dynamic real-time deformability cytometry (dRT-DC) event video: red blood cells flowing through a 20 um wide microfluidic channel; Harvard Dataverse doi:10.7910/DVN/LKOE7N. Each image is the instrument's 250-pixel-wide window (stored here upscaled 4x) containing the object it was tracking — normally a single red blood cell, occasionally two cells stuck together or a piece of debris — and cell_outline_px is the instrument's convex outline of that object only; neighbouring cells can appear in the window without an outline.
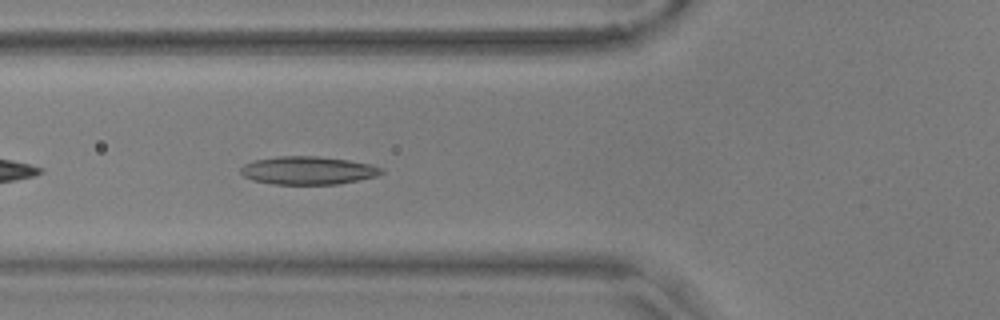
{"species": "common noctule bat (a hibernating species)", "species_latin": "Nyctalus noctula", "temperature_condition": "warm", "stored_images_in_passage": 42, "camera_frame_rate_fps": 3000, "um_per_image_px": 0.085, "animal": {"sex": "male", "body_mass_g": 17.9, "forearm_length_mm": 54.2}, "frame": {"image": 1, "passage_image": 6, "time_ms": 1.667, "image_size_px": [1000, 320], "cell_outline_px": [[384, 172], [376, 176], [336, 184], [276, 184], [252, 180], [244, 176], [240, 172], [240, 168], [244, 164], [256, 160], [280, 156], [316, 156], [348, 160], [368, 164], [384, 168]], "centroid_in_image_um": [26.17, 14.48], "position_along_channel_um": 99.6, "area_um2": 22.77}}
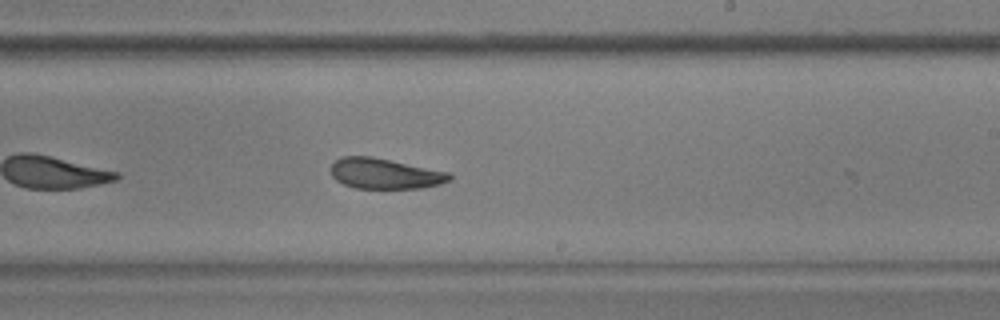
{"frame": {"image": 2, "passage_image": 19, "time_ms": 6.0, "image_size_px": [1000, 320], "cell_outline_px": [[452, 180], [440, 184], [420, 188], [356, 188], [344, 184], [336, 180], [332, 176], [332, 164], [336, 160], [344, 156], [372, 156], [452, 172]], "centroid_in_image_um": [32.78, 14.75], "position_along_channel_um": 256.2, "area_um2": 21.21}}
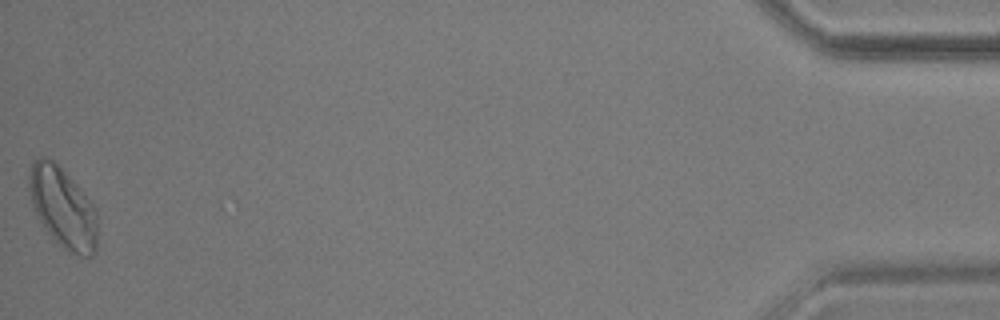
{"frame": {"image": 3, "passage_image": 41, "time_ms": 13.333, "image_size_px": [1000, 320], "cell_outline_px": [[96, 252], [92, 256], [80, 256], [68, 252], [48, 232], [40, 220], [32, 204], [28, 188], [28, 176], [32, 160], [40, 156], [48, 156], [76, 184], [96, 208]], "centroid_in_image_um": [5.32, 17.63], "position_along_channel_um": 429.9, "area_um2": 31.79}}